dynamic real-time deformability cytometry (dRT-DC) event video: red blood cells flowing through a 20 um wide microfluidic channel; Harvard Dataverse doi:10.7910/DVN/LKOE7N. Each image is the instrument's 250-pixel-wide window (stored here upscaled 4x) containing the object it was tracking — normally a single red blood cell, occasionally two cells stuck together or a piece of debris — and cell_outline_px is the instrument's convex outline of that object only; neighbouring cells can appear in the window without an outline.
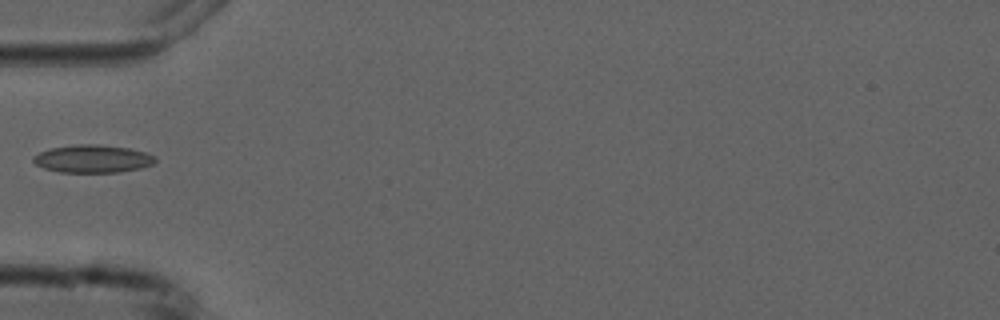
{"species": "common noctule bat (a hibernating species)", "species_latin": "Nyctalus noctula", "temperature_condition": "cold", "stored_images_in_passage": 3, "camera_frame_rate_fps": 3000, "um_per_image_px": 0.085, "animal": {"sex": "male", "forearm_length_mm": 52.5}, "frame": {"image": 1, "passage_image": 3, "time_ms": 2.333, "image_size_px": [1000, 320], "cell_outline_px": [[156, 160], [152, 164], [140, 168], [120, 172], [60, 172], [44, 168], [36, 164], [32, 160], [32, 156], [40, 152], [52, 148], [76, 144], [100, 144], [128, 148], [144, 152], [156, 156]], "centroid_in_image_um": [7.87, 13.49], "position_along_channel_um": 77.1, "area_um2": 19.71}}